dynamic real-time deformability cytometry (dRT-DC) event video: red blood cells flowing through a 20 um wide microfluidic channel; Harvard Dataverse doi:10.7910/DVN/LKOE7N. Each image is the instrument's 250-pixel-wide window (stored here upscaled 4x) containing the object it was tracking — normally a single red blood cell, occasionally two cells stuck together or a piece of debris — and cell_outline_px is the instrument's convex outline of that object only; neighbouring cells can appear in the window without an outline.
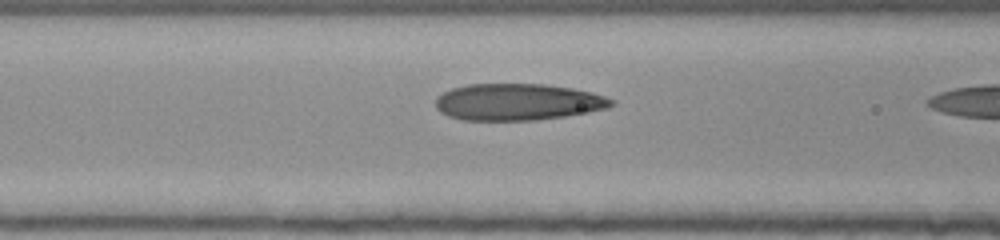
{"species": "human", "species_latin": "Homo sapiens", "temperature_condition": "room temperature", "stored_images_in_passage": 15, "camera_frame_rate_fps": 3000, "um_per_image_px": 0.085, "donor": {"sex": "female"}, "frame": {"image": 1, "passage_image": 14, "time_ms": 4.333, "image_size_px": [1000, 240], "cell_outline_px": [[616, 104], [608, 108], [588, 112], [564, 116], [536, 120], [464, 120], [448, 116], [440, 112], [436, 108], [436, 96], [452, 88], [468, 84], [544, 84], [572, 88], [592, 92], [616, 100]], "centroid_in_image_um": [44.02, 8.67], "position_along_channel_um": 122.6, "area_um2": 37.74}}